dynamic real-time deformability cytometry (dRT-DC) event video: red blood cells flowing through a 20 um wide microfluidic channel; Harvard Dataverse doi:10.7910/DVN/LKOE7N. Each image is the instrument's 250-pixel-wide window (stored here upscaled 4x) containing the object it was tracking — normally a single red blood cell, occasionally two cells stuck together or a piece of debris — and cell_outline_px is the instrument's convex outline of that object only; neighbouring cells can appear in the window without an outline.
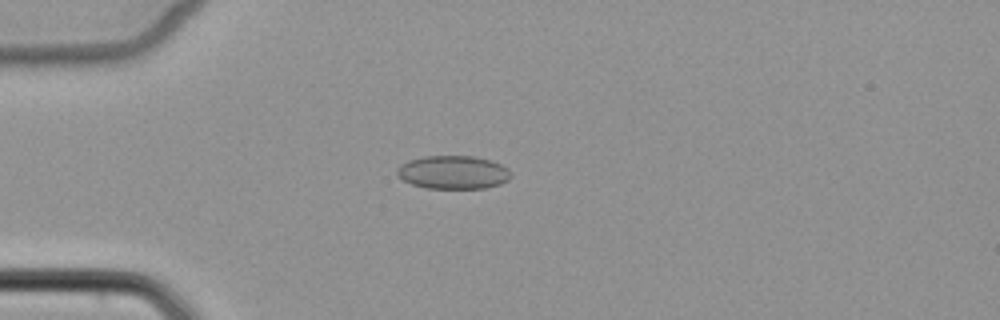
{"species": "common noctule bat (a hibernating species)", "species_latin": "Nyctalus noctula", "temperature_condition": "cold", "stored_images_in_passage": 4, "camera_frame_rate_fps": 3000, "um_per_image_px": 0.085, "animal": {"sex": "female", "body_mass_g": 22.7, "forearm_length_mm": 54.2}, "frame": {"image": 1, "passage_image": 1, "time_ms": 0.0, "image_size_px": [1000, 320], "cell_outline_px": [[512, 176], [508, 180], [500, 184], [484, 188], [424, 188], [412, 184], [396, 176], [396, 168], [400, 164], [408, 160], [424, 156], [472, 156], [488, 160], [500, 164], [508, 168], [512, 172]], "centroid_in_image_um": [38.49, 14.65], "position_along_channel_um": 46.5, "area_um2": 22.25}}
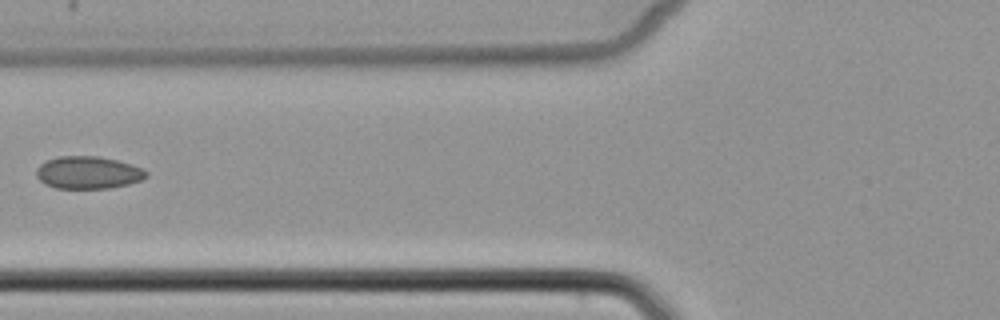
{"frame": {"image": 2, "passage_image": 3, "time_ms": 2.333, "image_size_px": [1000, 320], "cell_outline_px": [[148, 176], [140, 180], [128, 184], [108, 188], [56, 188], [44, 184], [36, 176], [36, 168], [40, 164], [48, 160], [60, 156], [100, 156], [132, 164], [144, 168], [148, 172]], "centroid_in_image_um": [7.5, 14.66], "position_along_channel_um": 118.3, "area_um2": 20.87}}
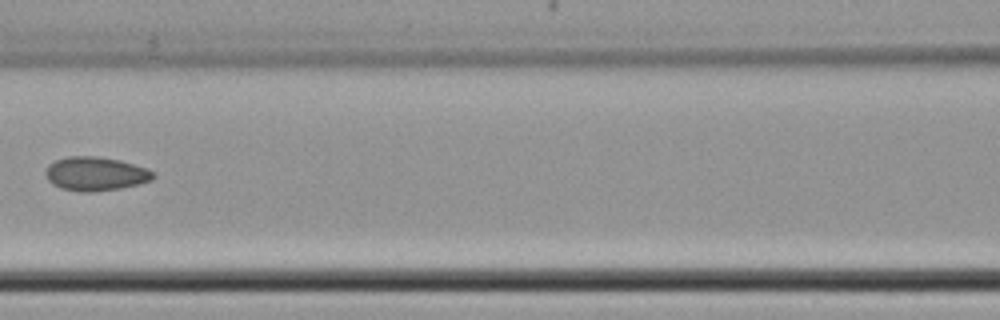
{"frame": {"image": 3, "passage_image": 4, "time_ms": 3.333, "image_size_px": [1000, 320], "cell_outline_px": [[156, 176], [152, 180], [140, 184], [120, 188], [92, 192], [80, 192], [60, 188], [52, 184], [48, 180], [44, 172], [48, 164], [56, 160], [68, 156], [96, 156], [120, 160], [148, 168]], "centroid_in_image_um": [8.11, 14.77], "position_along_channel_um": 158.5, "area_um2": 21.44}}